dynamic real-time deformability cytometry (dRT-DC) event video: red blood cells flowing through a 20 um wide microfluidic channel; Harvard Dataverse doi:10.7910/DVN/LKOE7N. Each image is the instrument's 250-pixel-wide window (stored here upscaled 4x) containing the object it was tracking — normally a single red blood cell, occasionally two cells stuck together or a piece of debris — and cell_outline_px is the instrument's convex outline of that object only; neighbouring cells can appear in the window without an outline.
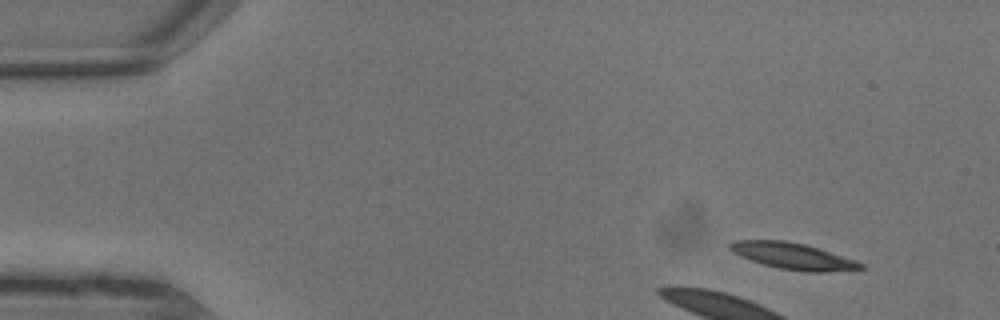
{"species": "common noctule bat (a hibernating species)", "species_latin": "Nyctalus noctula", "temperature_condition": "warm", "stored_images_in_passage": 14, "camera_frame_rate_fps": 3000, "um_per_image_px": 0.085, "animal": {"sex": "male", "body_mass_g": 13.3}, "frame": {"image": 1, "passage_image": 1, "time_ms": 0.0, "image_size_px": [1000, 320], "cell_outline_px": [[864, 268], [856, 272], [808, 272], [780, 268], [764, 264], [740, 256], [732, 252], [728, 248], [728, 244], [732, 240], [784, 240], [804, 244], [856, 260], [864, 264]], "centroid_in_image_um": [67.47, 21.78], "position_along_channel_um": 17.5, "area_um2": 20.35}}
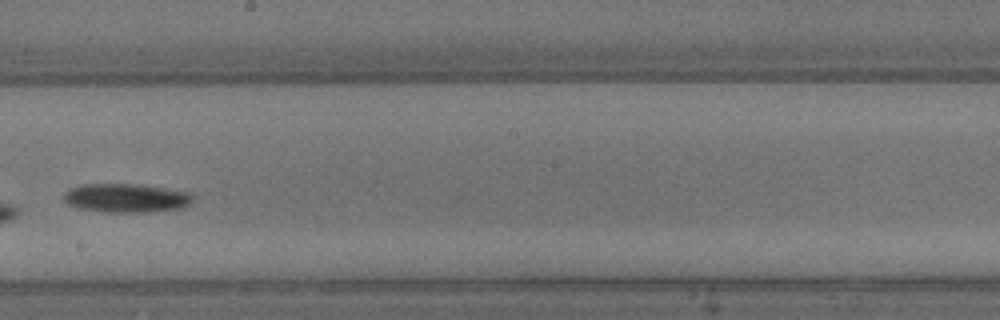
{"frame": {"image": 2, "passage_image": 10, "time_ms": 3.0, "image_size_px": [1000, 320], "cell_outline_px": [[192, 200], [188, 204], [180, 208], [148, 212], [108, 212], [80, 208], [68, 204], [64, 200], [64, 192], [80, 184], [136, 184], [188, 192], [192, 196]], "centroid_in_image_um": [10.68, 16.83], "position_along_channel_um": 237.5, "area_um2": 21.33}}